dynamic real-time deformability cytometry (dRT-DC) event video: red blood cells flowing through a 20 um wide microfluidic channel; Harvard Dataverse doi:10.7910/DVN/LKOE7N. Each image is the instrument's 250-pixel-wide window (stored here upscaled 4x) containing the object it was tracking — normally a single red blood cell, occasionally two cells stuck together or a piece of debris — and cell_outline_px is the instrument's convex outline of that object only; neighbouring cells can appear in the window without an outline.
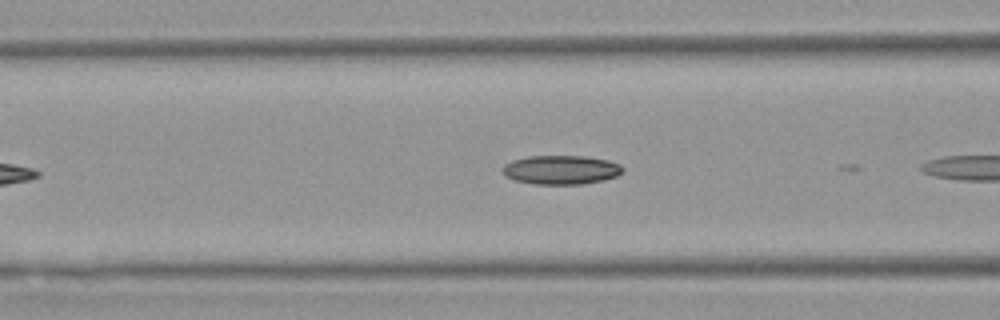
{"species": "Egyptian fruit bat (a non-hibernating species)", "species_latin": "Rousettus aegyptiacus", "temperature_condition": "warm", "stored_images_in_passage": 5, "camera_frame_rate_fps": 3000, "um_per_image_px": 0.085, "animal": {"sex": "female"}, "frame": {"image": 1, "passage_image": 4, "time_ms": 1.0, "image_size_px": [1000, 320], "cell_outline_px": [[624, 168], [616, 176], [604, 180], [580, 184], [536, 184], [512, 180], [504, 176], [500, 168], [504, 164], [512, 160], [528, 156], [584, 156], [608, 160], [620, 164]], "centroid_in_image_um": [47.63, 14.43], "position_along_channel_um": 119.0, "area_um2": 20.46}}